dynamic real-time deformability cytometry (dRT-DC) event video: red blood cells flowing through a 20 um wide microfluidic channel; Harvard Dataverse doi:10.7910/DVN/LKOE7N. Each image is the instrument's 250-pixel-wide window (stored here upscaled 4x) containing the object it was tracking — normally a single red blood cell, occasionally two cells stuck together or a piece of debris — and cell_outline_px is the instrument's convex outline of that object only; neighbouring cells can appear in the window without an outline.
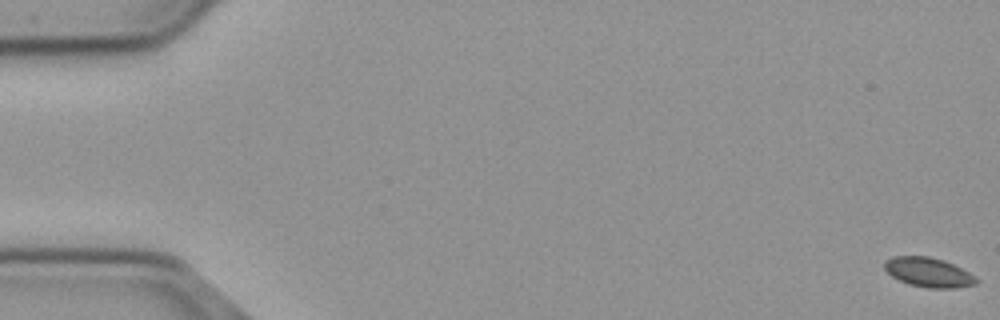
{"species": "common noctule bat (a hibernating species)", "species_latin": "Nyctalus noctula", "temperature_condition": "cold", "stored_images_in_passage": 58, "segment_of_instrument_passage": [1, 2], "camera_frame_rate_fps": 3000, "um_per_image_px": 0.085, "animal": {"sex": "male", "body_mass_g": 23.1, "forearm_length_mm": 52.7}, "frame": {"image": 1, "passage_image": 1, "time_ms": 0.0, "image_size_px": [1000, 320], "cell_outline_px": [[980, 280], [976, 284], [956, 288], [928, 288], [908, 284], [892, 276], [884, 268], [884, 264], [892, 256], [928, 256], [944, 260], [968, 272]], "centroid_in_image_um": [78.94, 23.15], "position_along_channel_um": 6.1, "area_um2": 15.66}}
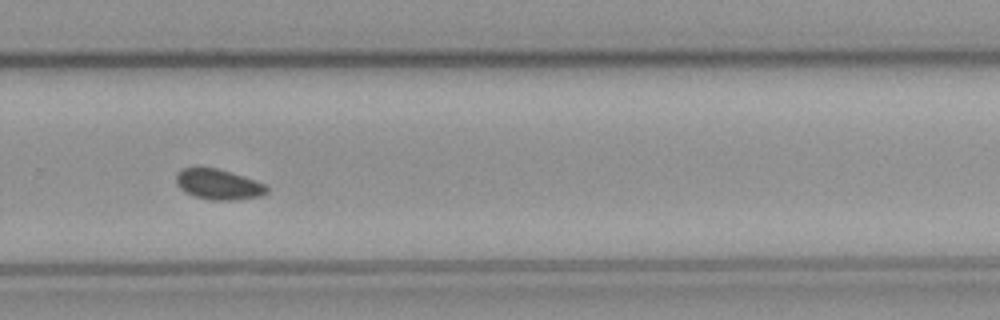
{"frame": {"image": 2, "passage_image": 39, "time_ms": 12.667, "image_size_px": [1000, 320], "cell_outline_px": [[268, 192], [260, 196], [232, 200], [208, 200], [196, 196], [180, 188], [176, 180], [176, 172], [184, 168], [216, 168], [264, 184], [268, 188]], "centroid_in_image_um": [18.54, 15.68], "position_along_channel_um": 311.3, "area_um2": 15.55}}
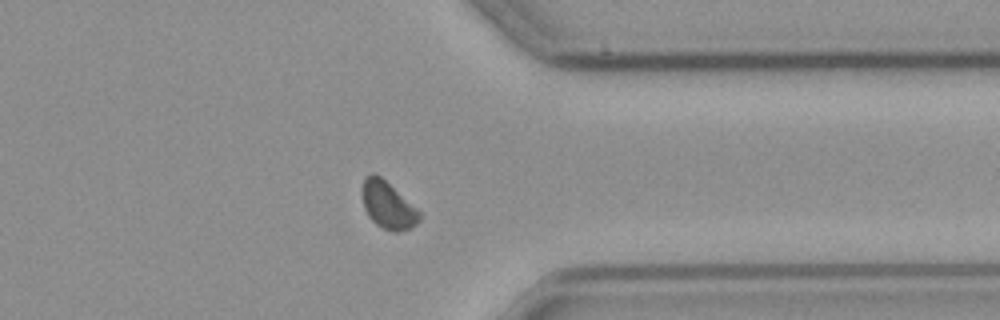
{"frame": {"image": 3, "passage_image": 45, "time_ms": 14.667, "image_size_px": [1000, 320], "cell_outline_px": [[420, 220], [416, 224], [400, 232], [392, 232], [376, 224], [368, 216], [364, 208], [364, 176], [372, 172], [380, 176], [416, 208], [420, 212]], "centroid_in_image_um": [32.97, 17.46], "position_along_channel_um": 378.4, "area_um2": 15.26}}